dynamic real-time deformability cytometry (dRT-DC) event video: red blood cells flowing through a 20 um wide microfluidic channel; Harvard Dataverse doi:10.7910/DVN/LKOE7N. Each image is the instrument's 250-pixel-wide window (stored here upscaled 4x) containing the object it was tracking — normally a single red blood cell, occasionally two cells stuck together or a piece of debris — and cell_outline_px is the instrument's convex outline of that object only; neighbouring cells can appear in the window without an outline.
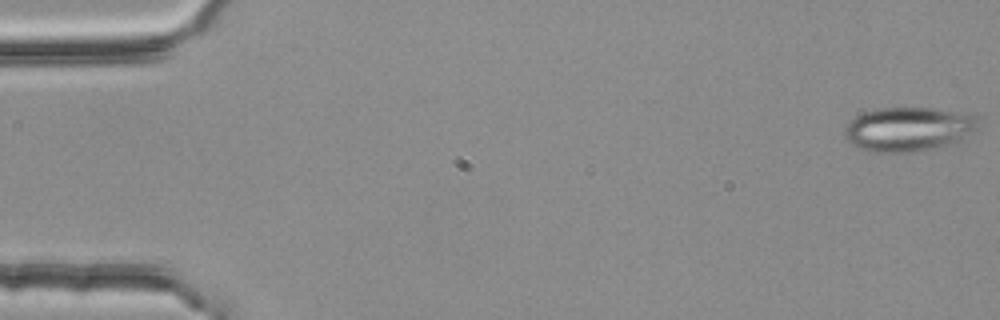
{"species": "common noctule bat (a hibernating species)", "species_latin": "Nyctalus noctula", "temperature_condition": "room temperature", "stored_images_in_passage": 54, "camera_frame_rate_fps": 3000, "um_per_image_px": 0.085, "animal": {"sex": "female", "body_mass_g": 25.1}, "frame": {"image": 1, "passage_image": 1, "time_ms": 0.0, "image_size_px": [1000, 320], "cell_outline_px": [[980, 124], [976, 128], [960, 140], [952, 144], [912, 152], [868, 152], [852, 144], [848, 140], [844, 132], [844, 128], [856, 116], [864, 112], [880, 108], [932, 108], [972, 112], [980, 116]], "centroid_in_image_um": [77.29, 10.96], "position_along_channel_um": 7.7, "area_um2": 34.74}}
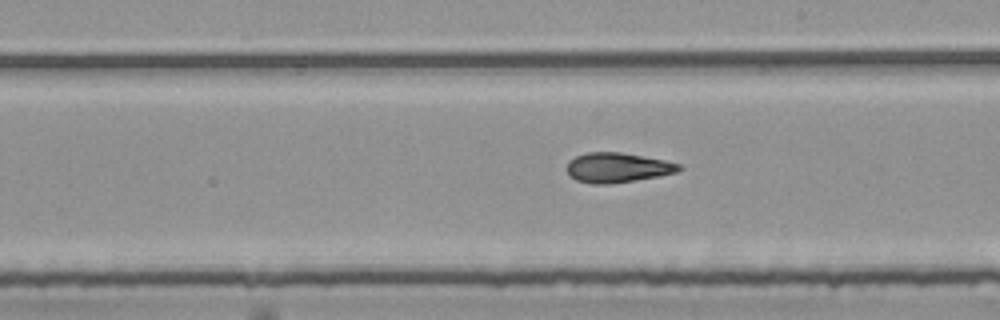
{"frame": {"image": 2, "passage_image": 31, "time_ms": 10.0, "image_size_px": [1000, 320], "cell_outline_px": [[684, 168], [676, 172], [660, 176], [636, 180], [608, 184], [592, 184], [576, 180], [568, 176], [568, 160], [584, 152], [620, 152], [664, 160], [680, 164]], "centroid_in_image_um": [52.47, 14.25], "position_along_channel_um": 236.5, "area_um2": 19.54}}
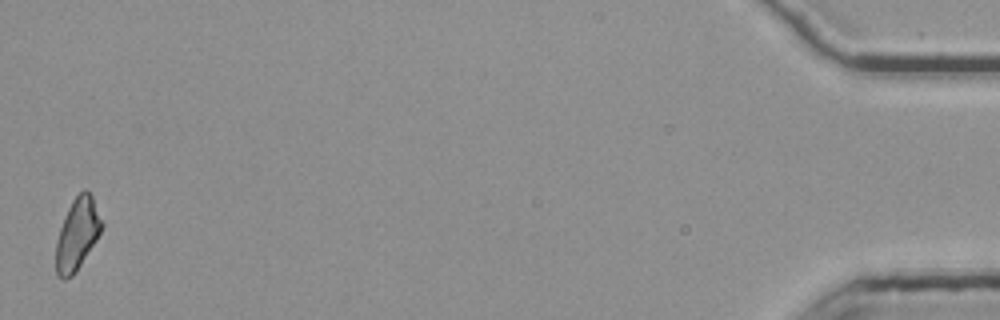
{"frame": {"image": 3, "passage_image": 54, "time_ms": 17.667, "image_size_px": [1000, 320], "cell_outline_px": [[104, 224], [96, 240], [76, 272], [72, 276], [64, 280], [56, 276], [56, 240], [60, 228], [68, 208], [72, 200], [84, 188], [92, 196]], "centroid_in_image_um": [6.56, 19.92], "position_along_channel_um": 428.6, "area_um2": 19.07}, "authors_computed_cell_mechanics": {"area_um2": 19.7098, "velocity_mm_per_s": 3.7791, "shape_relaxation_time_tau1_ms": null, "shape_relaxation_time_tau2_ms": 3.2329, "deformation_change_tau1": null, "deformation_change_tau2": 0.1233}}